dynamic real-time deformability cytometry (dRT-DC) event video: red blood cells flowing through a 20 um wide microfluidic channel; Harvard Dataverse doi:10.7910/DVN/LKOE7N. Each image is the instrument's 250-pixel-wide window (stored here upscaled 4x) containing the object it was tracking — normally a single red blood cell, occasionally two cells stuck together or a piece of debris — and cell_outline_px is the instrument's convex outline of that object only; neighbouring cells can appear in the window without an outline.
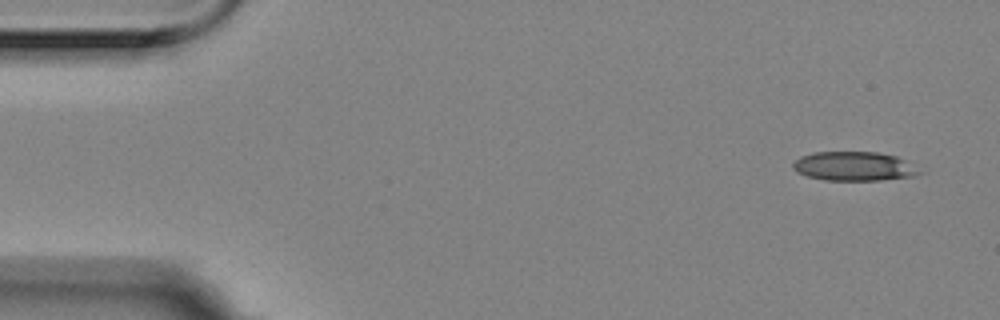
{"species": "Egyptian fruit bat (a non-hibernating species)", "species_latin": "Rousettus aegyptiacus", "temperature_condition": "room temperature", "stored_images_in_passage": 4, "camera_frame_rate_fps": 3000, "um_per_image_px": 0.085, "animal": {"sex": "female"}, "frame": {"image": 1, "passage_image": 1, "time_ms": 0.0, "image_size_px": [1000, 320], "cell_outline_px": [[924, 172], [916, 176], [880, 180], [824, 180], [808, 176], [796, 172], [792, 168], [792, 164], [800, 156], [812, 152], [876, 152], [896, 156], [904, 160]], "centroid_in_image_um": [72.58, 14.13], "position_along_channel_um": 12.4, "area_um2": 21.5}}
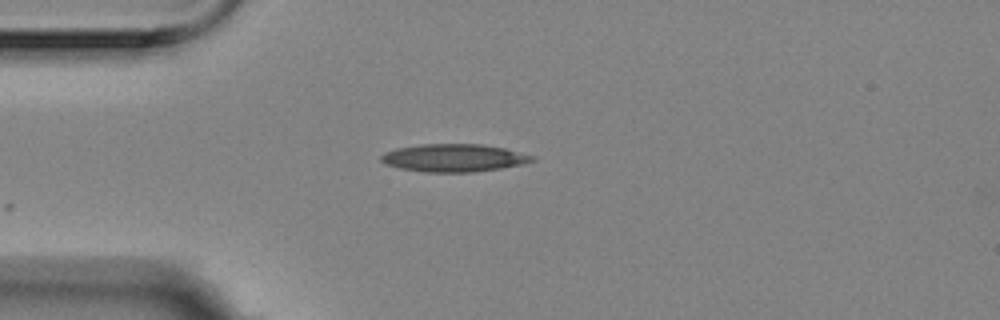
{"frame": {"image": 2, "passage_image": 4, "time_ms": 1.0, "image_size_px": [1000, 320], "cell_outline_px": [[536, 160], [524, 164], [500, 168], [472, 172], [424, 172], [400, 168], [388, 164], [380, 160], [380, 156], [384, 152], [396, 148], [420, 144], [480, 144], [504, 148], [532, 156]], "centroid_in_image_um": [38.55, 13.42], "position_along_channel_um": 46.4, "area_um2": 24.28}}